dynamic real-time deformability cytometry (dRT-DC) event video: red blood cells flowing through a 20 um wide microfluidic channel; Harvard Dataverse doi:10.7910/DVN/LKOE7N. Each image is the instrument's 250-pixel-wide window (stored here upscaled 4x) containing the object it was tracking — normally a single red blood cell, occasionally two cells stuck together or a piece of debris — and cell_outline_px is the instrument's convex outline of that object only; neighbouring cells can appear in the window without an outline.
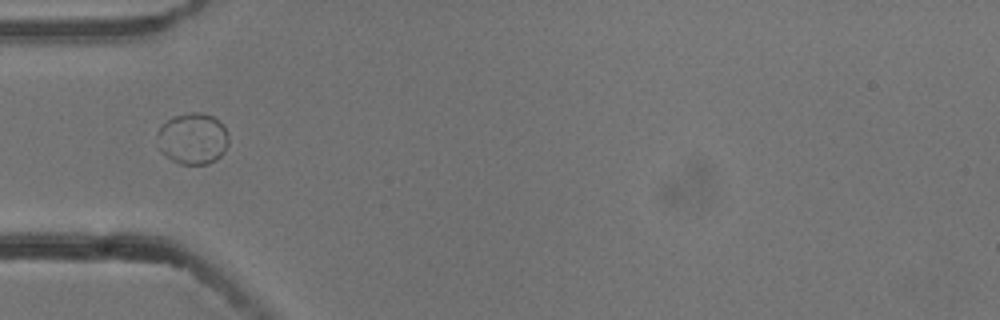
{"species": "common noctule bat (a hibernating species)", "species_latin": "Nyctalus noctula", "temperature_condition": "cold", "stored_images_in_passage": 3, "camera_frame_rate_fps": 3000, "um_per_image_px": 0.085, "animal": {"sex": "male", "body_mass_g": 13.3}, "frame": {"image": 1, "passage_image": 1, "time_ms": 0.0, "image_size_px": [1000, 320], "cell_outline_px": [[228, 144], [224, 152], [216, 160], [208, 164], [180, 164], [172, 160], [160, 152], [156, 136], [156, 132], [172, 116], [188, 112], [200, 112], [212, 116], [224, 128], [228, 136]], "centroid_in_image_um": [16.35, 11.79], "position_along_channel_um": 68.6, "area_um2": 21.39}}
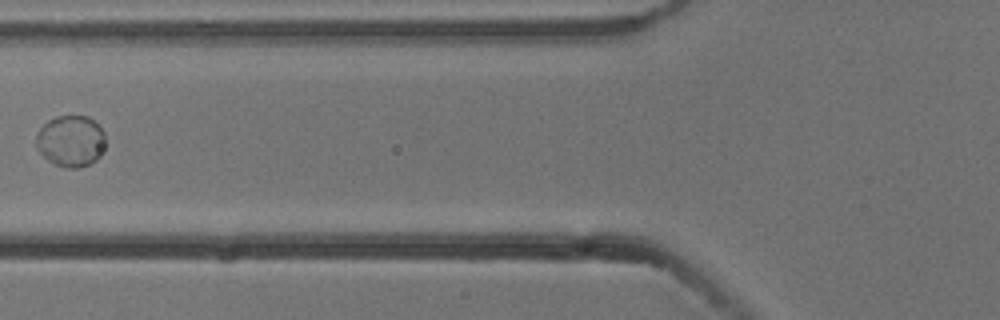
{"frame": {"image": 2, "passage_image": 2, "time_ms": 0.333, "image_size_px": [1000, 320], "cell_outline_px": [[104, 144], [100, 156], [96, 160], [88, 164], [76, 168], [64, 168], [48, 160], [36, 148], [36, 132], [48, 120], [56, 116], [88, 116], [104, 132]], "centroid_in_image_um": [5.99, 11.99], "position_along_channel_um": 119.8, "area_um2": 20.63}}
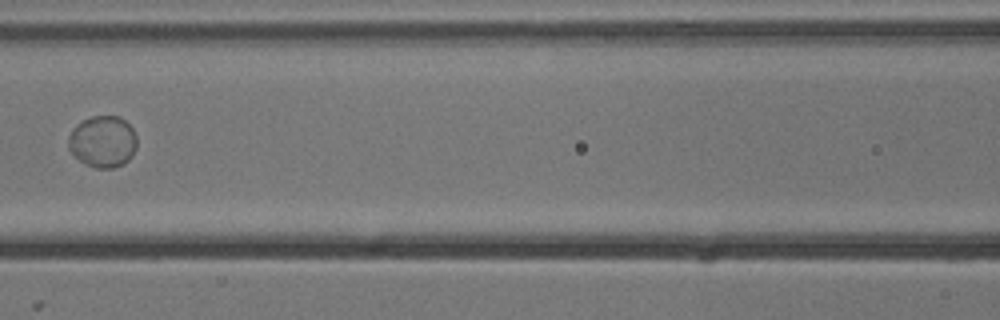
{"frame": {"image": 3, "passage_image": 3, "time_ms": 0.667, "image_size_px": [1000, 320], "cell_outline_px": [[136, 148], [132, 156], [124, 164], [112, 168], [96, 168], [84, 164], [68, 148], [68, 136], [72, 128], [76, 124], [92, 116], [120, 116], [132, 128], [136, 136]], "centroid_in_image_um": [8.73, 12.03], "position_along_channel_um": 157.9, "area_um2": 20.69}}